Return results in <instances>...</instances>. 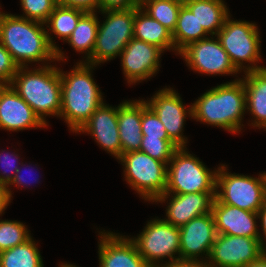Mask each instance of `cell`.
<instances>
[{
  "instance_id": "1",
  "label": "cell",
  "mask_w": 266,
  "mask_h": 267,
  "mask_svg": "<svg viewBox=\"0 0 266 267\" xmlns=\"http://www.w3.org/2000/svg\"><path fill=\"white\" fill-rule=\"evenodd\" d=\"M44 25L18 15L0 13V43L19 67H27L30 62L57 61Z\"/></svg>"
},
{
  "instance_id": "2",
  "label": "cell",
  "mask_w": 266,
  "mask_h": 267,
  "mask_svg": "<svg viewBox=\"0 0 266 267\" xmlns=\"http://www.w3.org/2000/svg\"><path fill=\"white\" fill-rule=\"evenodd\" d=\"M97 65L78 62L68 73L59 69L61 76V110L59 117L77 132L104 102L99 86L92 78V69Z\"/></svg>"
},
{
  "instance_id": "3",
  "label": "cell",
  "mask_w": 266,
  "mask_h": 267,
  "mask_svg": "<svg viewBox=\"0 0 266 267\" xmlns=\"http://www.w3.org/2000/svg\"><path fill=\"white\" fill-rule=\"evenodd\" d=\"M245 110V88L239 78L203 93L192 104V118L235 134L241 131Z\"/></svg>"
},
{
  "instance_id": "4",
  "label": "cell",
  "mask_w": 266,
  "mask_h": 267,
  "mask_svg": "<svg viewBox=\"0 0 266 267\" xmlns=\"http://www.w3.org/2000/svg\"><path fill=\"white\" fill-rule=\"evenodd\" d=\"M41 67V68H40ZM19 67L10 85L47 125L46 116H59L61 110V76L54 65L33 70Z\"/></svg>"
},
{
  "instance_id": "5",
  "label": "cell",
  "mask_w": 266,
  "mask_h": 267,
  "mask_svg": "<svg viewBox=\"0 0 266 267\" xmlns=\"http://www.w3.org/2000/svg\"><path fill=\"white\" fill-rule=\"evenodd\" d=\"M229 16L215 35L238 71L249 72L266 68L257 63L261 60L260 34L255 23L232 20ZM250 65L244 66L243 63Z\"/></svg>"
},
{
  "instance_id": "6",
  "label": "cell",
  "mask_w": 266,
  "mask_h": 267,
  "mask_svg": "<svg viewBox=\"0 0 266 267\" xmlns=\"http://www.w3.org/2000/svg\"><path fill=\"white\" fill-rule=\"evenodd\" d=\"M178 148L167 166V194L215 192L216 170L210 171L199 158Z\"/></svg>"
},
{
  "instance_id": "7",
  "label": "cell",
  "mask_w": 266,
  "mask_h": 267,
  "mask_svg": "<svg viewBox=\"0 0 266 267\" xmlns=\"http://www.w3.org/2000/svg\"><path fill=\"white\" fill-rule=\"evenodd\" d=\"M118 160L124 166V177L143 199L154 202L165 193L167 165L142 151L122 154Z\"/></svg>"
},
{
  "instance_id": "8",
  "label": "cell",
  "mask_w": 266,
  "mask_h": 267,
  "mask_svg": "<svg viewBox=\"0 0 266 267\" xmlns=\"http://www.w3.org/2000/svg\"><path fill=\"white\" fill-rule=\"evenodd\" d=\"M103 23L99 22L92 57L86 62L99 65L120 56L126 45L134 38L135 8L127 10H107Z\"/></svg>"
},
{
  "instance_id": "9",
  "label": "cell",
  "mask_w": 266,
  "mask_h": 267,
  "mask_svg": "<svg viewBox=\"0 0 266 267\" xmlns=\"http://www.w3.org/2000/svg\"><path fill=\"white\" fill-rule=\"evenodd\" d=\"M215 188V198L220 203L249 212L258 213L266 202L261 174L257 178L228 173L227 165L222 164L216 172Z\"/></svg>"
},
{
  "instance_id": "10",
  "label": "cell",
  "mask_w": 266,
  "mask_h": 267,
  "mask_svg": "<svg viewBox=\"0 0 266 267\" xmlns=\"http://www.w3.org/2000/svg\"><path fill=\"white\" fill-rule=\"evenodd\" d=\"M131 239L136 244L139 254L150 267H166L179 260V227L168 223L164 219L155 218L150 220L137 238ZM176 253L178 257H175ZM167 257H169L168 262L160 263L163 262V258Z\"/></svg>"
},
{
  "instance_id": "11",
  "label": "cell",
  "mask_w": 266,
  "mask_h": 267,
  "mask_svg": "<svg viewBox=\"0 0 266 267\" xmlns=\"http://www.w3.org/2000/svg\"><path fill=\"white\" fill-rule=\"evenodd\" d=\"M178 54L184 58L193 71L198 73L230 75L239 72L230 61L229 55L221 46L218 38H215L214 35L190 43Z\"/></svg>"
},
{
  "instance_id": "12",
  "label": "cell",
  "mask_w": 266,
  "mask_h": 267,
  "mask_svg": "<svg viewBox=\"0 0 266 267\" xmlns=\"http://www.w3.org/2000/svg\"><path fill=\"white\" fill-rule=\"evenodd\" d=\"M263 253L259 238L217 234L207 262L211 267H246Z\"/></svg>"
},
{
  "instance_id": "13",
  "label": "cell",
  "mask_w": 266,
  "mask_h": 267,
  "mask_svg": "<svg viewBox=\"0 0 266 267\" xmlns=\"http://www.w3.org/2000/svg\"><path fill=\"white\" fill-rule=\"evenodd\" d=\"M150 99L145 102L162 122L168 137L179 148L186 147L187 138L183 136L182 130L187 115L192 118V105L189 108L184 106L181 97L172 88L158 90Z\"/></svg>"
},
{
  "instance_id": "14",
  "label": "cell",
  "mask_w": 266,
  "mask_h": 267,
  "mask_svg": "<svg viewBox=\"0 0 266 267\" xmlns=\"http://www.w3.org/2000/svg\"><path fill=\"white\" fill-rule=\"evenodd\" d=\"M179 233V260H203L202 254L205 261L209 259L217 235L212 212L193 218L179 227ZM200 255L202 259H199Z\"/></svg>"
},
{
  "instance_id": "15",
  "label": "cell",
  "mask_w": 266,
  "mask_h": 267,
  "mask_svg": "<svg viewBox=\"0 0 266 267\" xmlns=\"http://www.w3.org/2000/svg\"><path fill=\"white\" fill-rule=\"evenodd\" d=\"M161 53L157 46L132 38L120 55L127 82L131 85L153 77L159 71Z\"/></svg>"
},
{
  "instance_id": "16",
  "label": "cell",
  "mask_w": 266,
  "mask_h": 267,
  "mask_svg": "<svg viewBox=\"0 0 266 267\" xmlns=\"http://www.w3.org/2000/svg\"><path fill=\"white\" fill-rule=\"evenodd\" d=\"M166 208L165 221L181 227L193 218L211 213L212 204L215 199V192H197L186 194H167L164 193L154 202H164L170 198Z\"/></svg>"
},
{
  "instance_id": "17",
  "label": "cell",
  "mask_w": 266,
  "mask_h": 267,
  "mask_svg": "<svg viewBox=\"0 0 266 267\" xmlns=\"http://www.w3.org/2000/svg\"><path fill=\"white\" fill-rule=\"evenodd\" d=\"M100 267H150L131 238L113 232H100Z\"/></svg>"
},
{
  "instance_id": "18",
  "label": "cell",
  "mask_w": 266,
  "mask_h": 267,
  "mask_svg": "<svg viewBox=\"0 0 266 267\" xmlns=\"http://www.w3.org/2000/svg\"><path fill=\"white\" fill-rule=\"evenodd\" d=\"M46 126L10 84L0 85L1 129L20 131Z\"/></svg>"
},
{
  "instance_id": "19",
  "label": "cell",
  "mask_w": 266,
  "mask_h": 267,
  "mask_svg": "<svg viewBox=\"0 0 266 267\" xmlns=\"http://www.w3.org/2000/svg\"><path fill=\"white\" fill-rule=\"evenodd\" d=\"M85 132L93 136L107 153L116 159L121 156V141L118 130V106L111 107L102 103L91 117L76 132Z\"/></svg>"
},
{
  "instance_id": "20",
  "label": "cell",
  "mask_w": 266,
  "mask_h": 267,
  "mask_svg": "<svg viewBox=\"0 0 266 267\" xmlns=\"http://www.w3.org/2000/svg\"><path fill=\"white\" fill-rule=\"evenodd\" d=\"M211 212L217 234L250 238L260 237L256 224L258 213L220 203L216 198L213 201Z\"/></svg>"
},
{
  "instance_id": "21",
  "label": "cell",
  "mask_w": 266,
  "mask_h": 267,
  "mask_svg": "<svg viewBox=\"0 0 266 267\" xmlns=\"http://www.w3.org/2000/svg\"><path fill=\"white\" fill-rule=\"evenodd\" d=\"M142 100L123 101L118 105V130L121 155L140 151L142 131Z\"/></svg>"
},
{
  "instance_id": "22",
  "label": "cell",
  "mask_w": 266,
  "mask_h": 267,
  "mask_svg": "<svg viewBox=\"0 0 266 267\" xmlns=\"http://www.w3.org/2000/svg\"><path fill=\"white\" fill-rule=\"evenodd\" d=\"M246 111L252 114L253 127L266 129V68L244 73Z\"/></svg>"
},
{
  "instance_id": "23",
  "label": "cell",
  "mask_w": 266,
  "mask_h": 267,
  "mask_svg": "<svg viewBox=\"0 0 266 267\" xmlns=\"http://www.w3.org/2000/svg\"><path fill=\"white\" fill-rule=\"evenodd\" d=\"M133 35L135 39L155 45L163 52L174 50L172 33L140 7L135 8Z\"/></svg>"
},
{
  "instance_id": "24",
  "label": "cell",
  "mask_w": 266,
  "mask_h": 267,
  "mask_svg": "<svg viewBox=\"0 0 266 267\" xmlns=\"http://www.w3.org/2000/svg\"><path fill=\"white\" fill-rule=\"evenodd\" d=\"M86 12L76 8L64 7L57 5L54 11L50 14L47 21L44 23L49 27L46 30L50 45L56 50L57 61H66L65 55L61 49L53 41L51 33L58 36L59 39L67 41L73 30L76 28L79 19ZM49 31L51 33H49Z\"/></svg>"
},
{
  "instance_id": "25",
  "label": "cell",
  "mask_w": 266,
  "mask_h": 267,
  "mask_svg": "<svg viewBox=\"0 0 266 267\" xmlns=\"http://www.w3.org/2000/svg\"><path fill=\"white\" fill-rule=\"evenodd\" d=\"M185 5L210 35H216L230 16L223 0H191Z\"/></svg>"
},
{
  "instance_id": "26",
  "label": "cell",
  "mask_w": 266,
  "mask_h": 267,
  "mask_svg": "<svg viewBox=\"0 0 266 267\" xmlns=\"http://www.w3.org/2000/svg\"><path fill=\"white\" fill-rule=\"evenodd\" d=\"M208 35L202 25H199L198 20L191 10L186 5H182L176 28L172 33L174 51L178 54L190 43L207 38Z\"/></svg>"
},
{
  "instance_id": "27",
  "label": "cell",
  "mask_w": 266,
  "mask_h": 267,
  "mask_svg": "<svg viewBox=\"0 0 266 267\" xmlns=\"http://www.w3.org/2000/svg\"><path fill=\"white\" fill-rule=\"evenodd\" d=\"M96 15L95 12H86L66 41L77 52H85L87 58L80 62H87L92 57L99 26Z\"/></svg>"
},
{
  "instance_id": "28",
  "label": "cell",
  "mask_w": 266,
  "mask_h": 267,
  "mask_svg": "<svg viewBox=\"0 0 266 267\" xmlns=\"http://www.w3.org/2000/svg\"><path fill=\"white\" fill-rule=\"evenodd\" d=\"M0 267H44L32 236L22 244L0 252Z\"/></svg>"
},
{
  "instance_id": "29",
  "label": "cell",
  "mask_w": 266,
  "mask_h": 267,
  "mask_svg": "<svg viewBox=\"0 0 266 267\" xmlns=\"http://www.w3.org/2000/svg\"><path fill=\"white\" fill-rule=\"evenodd\" d=\"M181 4L171 0H141L139 7L171 33L176 28Z\"/></svg>"
},
{
  "instance_id": "30",
  "label": "cell",
  "mask_w": 266,
  "mask_h": 267,
  "mask_svg": "<svg viewBox=\"0 0 266 267\" xmlns=\"http://www.w3.org/2000/svg\"><path fill=\"white\" fill-rule=\"evenodd\" d=\"M27 226L17 220H0V252L27 241L31 235Z\"/></svg>"
},
{
  "instance_id": "31",
  "label": "cell",
  "mask_w": 266,
  "mask_h": 267,
  "mask_svg": "<svg viewBox=\"0 0 266 267\" xmlns=\"http://www.w3.org/2000/svg\"><path fill=\"white\" fill-rule=\"evenodd\" d=\"M178 148L171 139L142 138L140 151L167 165Z\"/></svg>"
},
{
  "instance_id": "32",
  "label": "cell",
  "mask_w": 266,
  "mask_h": 267,
  "mask_svg": "<svg viewBox=\"0 0 266 267\" xmlns=\"http://www.w3.org/2000/svg\"><path fill=\"white\" fill-rule=\"evenodd\" d=\"M24 15L19 17L45 23L57 6L56 0H20Z\"/></svg>"
},
{
  "instance_id": "33",
  "label": "cell",
  "mask_w": 266,
  "mask_h": 267,
  "mask_svg": "<svg viewBox=\"0 0 266 267\" xmlns=\"http://www.w3.org/2000/svg\"><path fill=\"white\" fill-rule=\"evenodd\" d=\"M141 131L142 138L170 139L162 122L144 99H142Z\"/></svg>"
},
{
  "instance_id": "34",
  "label": "cell",
  "mask_w": 266,
  "mask_h": 267,
  "mask_svg": "<svg viewBox=\"0 0 266 267\" xmlns=\"http://www.w3.org/2000/svg\"><path fill=\"white\" fill-rule=\"evenodd\" d=\"M18 68L11 54L0 43V85L10 84Z\"/></svg>"
},
{
  "instance_id": "35",
  "label": "cell",
  "mask_w": 266,
  "mask_h": 267,
  "mask_svg": "<svg viewBox=\"0 0 266 267\" xmlns=\"http://www.w3.org/2000/svg\"><path fill=\"white\" fill-rule=\"evenodd\" d=\"M4 151H6V150H3L0 153V163L5 169L6 168L7 169L6 170L4 169V171L2 173L0 172V184L8 186L11 183V181L13 180L16 171L19 169V167H18L19 165H15V164H19L18 163L19 159H18V155L17 154H13V153L10 154L9 152H6V154H4L3 153ZM13 156H14V158H13ZM15 161H16V163H15ZM7 171H9L10 173L12 172V174L7 173Z\"/></svg>"
},
{
  "instance_id": "36",
  "label": "cell",
  "mask_w": 266,
  "mask_h": 267,
  "mask_svg": "<svg viewBox=\"0 0 266 267\" xmlns=\"http://www.w3.org/2000/svg\"><path fill=\"white\" fill-rule=\"evenodd\" d=\"M141 0H100L99 11L127 10L139 7Z\"/></svg>"
},
{
  "instance_id": "37",
  "label": "cell",
  "mask_w": 266,
  "mask_h": 267,
  "mask_svg": "<svg viewBox=\"0 0 266 267\" xmlns=\"http://www.w3.org/2000/svg\"><path fill=\"white\" fill-rule=\"evenodd\" d=\"M100 0H56L57 5L76 8L85 12H96L99 10Z\"/></svg>"
},
{
  "instance_id": "38",
  "label": "cell",
  "mask_w": 266,
  "mask_h": 267,
  "mask_svg": "<svg viewBox=\"0 0 266 267\" xmlns=\"http://www.w3.org/2000/svg\"><path fill=\"white\" fill-rule=\"evenodd\" d=\"M12 191L8 186L0 184V215L6 210L7 206L11 202Z\"/></svg>"
},
{
  "instance_id": "39",
  "label": "cell",
  "mask_w": 266,
  "mask_h": 267,
  "mask_svg": "<svg viewBox=\"0 0 266 267\" xmlns=\"http://www.w3.org/2000/svg\"><path fill=\"white\" fill-rule=\"evenodd\" d=\"M166 267H211L205 260H177Z\"/></svg>"
},
{
  "instance_id": "40",
  "label": "cell",
  "mask_w": 266,
  "mask_h": 267,
  "mask_svg": "<svg viewBox=\"0 0 266 267\" xmlns=\"http://www.w3.org/2000/svg\"><path fill=\"white\" fill-rule=\"evenodd\" d=\"M258 218L261 219L259 221H260L263 235H264L263 236L260 234L259 240H260V244H261L263 251L266 252V244H265L266 243V241H265L266 240V202L263 205V207L258 211ZM264 237H265V240L263 239Z\"/></svg>"
},
{
  "instance_id": "41",
  "label": "cell",
  "mask_w": 266,
  "mask_h": 267,
  "mask_svg": "<svg viewBox=\"0 0 266 267\" xmlns=\"http://www.w3.org/2000/svg\"><path fill=\"white\" fill-rule=\"evenodd\" d=\"M20 166H19V169L16 171V173H15V176H14V178H13V180L11 181V183L8 185V188L10 187V185L12 186V185H16L17 187H22V186H24V185H26V186H28L27 184H29L28 183V181H26L25 180V178H24V176H22V174H21V169H22V167L25 165L26 166V164H23V162H22V164L20 163L19 164ZM21 165H22V167H21ZM34 169V168H33ZM35 181H37L36 179H35ZM27 182V183H26ZM37 183H38V181H37Z\"/></svg>"
},
{
  "instance_id": "42",
  "label": "cell",
  "mask_w": 266,
  "mask_h": 267,
  "mask_svg": "<svg viewBox=\"0 0 266 267\" xmlns=\"http://www.w3.org/2000/svg\"><path fill=\"white\" fill-rule=\"evenodd\" d=\"M246 267H266V252Z\"/></svg>"
},
{
  "instance_id": "43",
  "label": "cell",
  "mask_w": 266,
  "mask_h": 267,
  "mask_svg": "<svg viewBox=\"0 0 266 267\" xmlns=\"http://www.w3.org/2000/svg\"><path fill=\"white\" fill-rule=\"evenodd\" d=\"M262 179H263V185H264V191H265V196H266V173L264 172L261 174Z\"/></svg>"
},
{
  "instance_id": "44",
  "label": "cell",
  "mask_w": 266,
  "mask_h": 267,
  "mask_svg": "<svg viewBox=\"0 0 266 267\" xmlns=\"http://www.w3.org/2000/svg\"><path fill=\"white\" fill-rule=\"evenodd\" d=\"M171 1L177 2L181 5H185L186 3L190 2L191 0H171Z\"/></svg>"
},
{
  "instance_id": "45",
  "label": "cell",
  "mask_w": 266,
  "mask_h": 267,
  "mask_svg": "<svg viewBox=\"0 0 266 267\" xmlns=\"http://www.w3.org/2000/svg\"><path fill=\"white\" fill-rule=\"evenodd\" d=\"M59 267H76L75 265H73V264H68V263H61V265H59Z\"/></svg>"
}]
</instances>
